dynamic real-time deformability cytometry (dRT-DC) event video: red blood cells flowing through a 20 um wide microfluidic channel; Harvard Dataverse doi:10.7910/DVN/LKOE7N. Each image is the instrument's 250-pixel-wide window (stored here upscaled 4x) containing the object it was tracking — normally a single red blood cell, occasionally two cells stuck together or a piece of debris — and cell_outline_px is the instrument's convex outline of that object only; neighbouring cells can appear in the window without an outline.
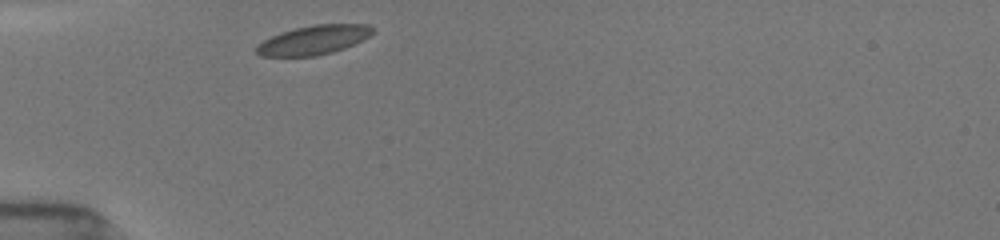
{"species": "common noctule bat (a hibernating species)", "species_latin": "Nyctalus noctula", "temperature_condition": "room temperature", "stored_images_in_passage": 30, "camera_frame_rate_fps": 3000, "um_per_image_px": 0.085, "animal": {"sex": "female", "body_mass_g": 19.5, "forearm_length_mm": 54.1}, "frame": {"image": 1, "passage_image": 1, "time_ms": 0.0, "image_size_px": [1000, 240], "cell_outline_px": [[372, 32], [368, 36], [344, 48], [332, 52], [316, 56], [260, 56], [256, 52], [256, 48], [264, 40], [280, 32], [296, 28], [316, 24], [368, 24], [372, 28]], "centroid_in_image_um": [26.63, 3.4], "position_along_channel_um": 58.4, "area_um2": 19.36}}
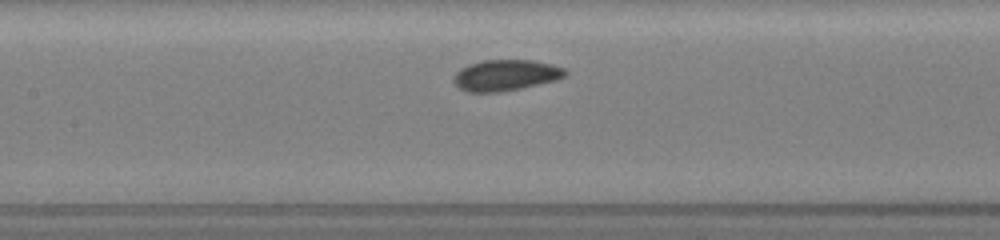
{"frame": {"image": 2, "passage_image": 10, "time_ms": 3.0, "image_size_px": [1000, 240], "cell_outline_px": [[568, 72], [564, 76], [556, 80], [520, 88], [500, 92], [468, 92], [460, 88], [452, 80], [452, 76], [460, 68], [468, 64], [484, 60], [532, 60], [552, 64], [564, 68]], "centroid_in_image_um": [42.95, 6.39], "position_along_channel_um": 164.4, "area_um2": 20.17}}
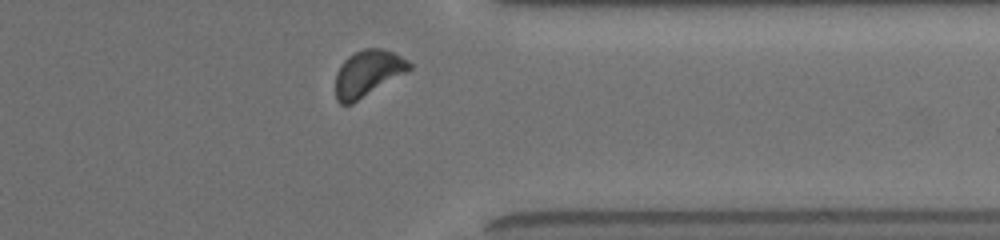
{"frame": {"image": 3, "passage_image": 27, "time_ms": 8.667, "image_size_px": [1000, 240], "cell_outline_px": [[412, 68], [352, 104], [340, 104], [336, 100], [336, 72], [344, 60], [348, 56], [364, 48], [380, 48], [392, 52], [408, 60], [412, 64]], "centroid_in_image_um": [31.24, 6.23], "position_along_channel_um": 380.2, "area_um2": 19.59}, "authors_computed_cell_mechanics": {"area_um2": 19.5942, "velocity_mm_per_s": 3.8768, "shape_relaxation_time_tau1_ms": 2.1294, "shape_relaxation_time_tau2_ms": null, "deformation_change_tau1": 0.0688, "deformation_change_tau2": null}}